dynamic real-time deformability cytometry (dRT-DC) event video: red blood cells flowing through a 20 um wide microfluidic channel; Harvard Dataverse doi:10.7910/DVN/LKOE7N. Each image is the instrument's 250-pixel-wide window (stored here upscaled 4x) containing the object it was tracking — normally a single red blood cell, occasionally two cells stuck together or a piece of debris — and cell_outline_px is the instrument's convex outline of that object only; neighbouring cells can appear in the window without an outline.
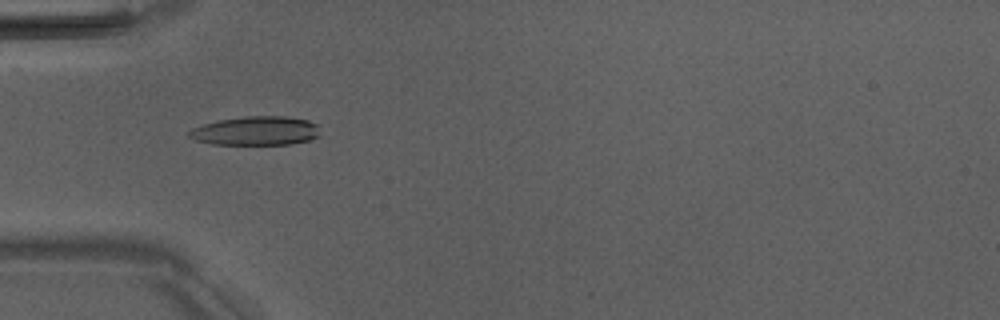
{"species": "Egyptian fruit bat (a non-hibernating species)", "species_latin": "Rousettus aegyptiacus", "temperature_condition": "room temperature", "stored_images_in_passage": 6, "camera_frame_rate_fps": 3000, "um_per_image_px": 0.085, "animal": {"sex": "male"}, "frame": {"image": 1, "passage_image": 5, "time_ms": 4.667, "image_size_px": [1000, 320], "cell_outline_px": [[320, 136], [312, 140], [288, 144], [212, 144], [196, 140], [188, 136], [188, 132], [192, 128], [216, 120], [244, 116], [284, 116], [308, 120], [316, 124]], "centroid_in_image_um": [21.75, 11.12], "position_along_channel_um": 63.2, "area_um2": 22.14}}